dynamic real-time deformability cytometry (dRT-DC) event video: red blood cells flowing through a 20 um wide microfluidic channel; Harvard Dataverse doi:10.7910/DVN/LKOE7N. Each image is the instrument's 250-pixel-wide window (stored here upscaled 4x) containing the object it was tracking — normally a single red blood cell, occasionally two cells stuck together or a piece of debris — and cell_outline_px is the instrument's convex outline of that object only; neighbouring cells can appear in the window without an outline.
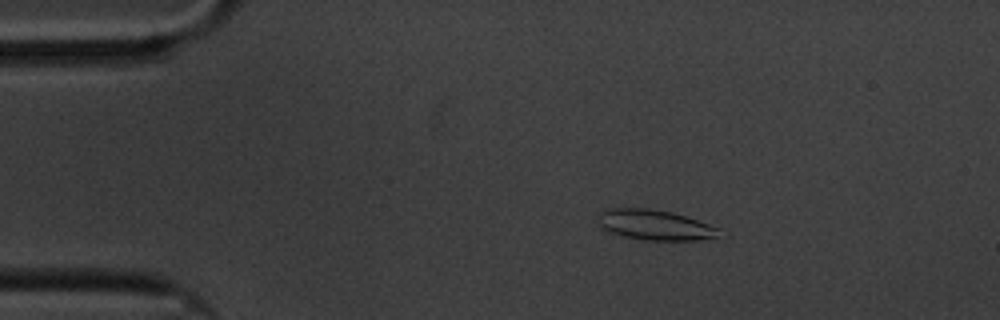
{"species": "common noctule bat (a hibernating species)", "species_latin": "Nyctalus noctula", "temperature_condition": "cold", "stored_images_in_passage": 58, "camera_frame_rate_fps": 3000, "um_per_image_px": 0.085, "animal": {"sex": "male", "body_mass_g": 20.1, "forearm_length_mm": 53.5}, "frame": {"image": 1, "passage_image": 9, "time_ms": 2.667, "image_size_px": [1000, 320], "cell_outline_px": [[720, 232], [716, 236], [696, 240], [648, 240], [624, 236], [608, 232], [600, 228], [596, 216], [604, 208], [648, 208], [672, 212], [720, 228]], "centroid_in_image_um": [55.56, 19.1], "position_along_channel_um": 29.4, "area_um2": 21.33}}
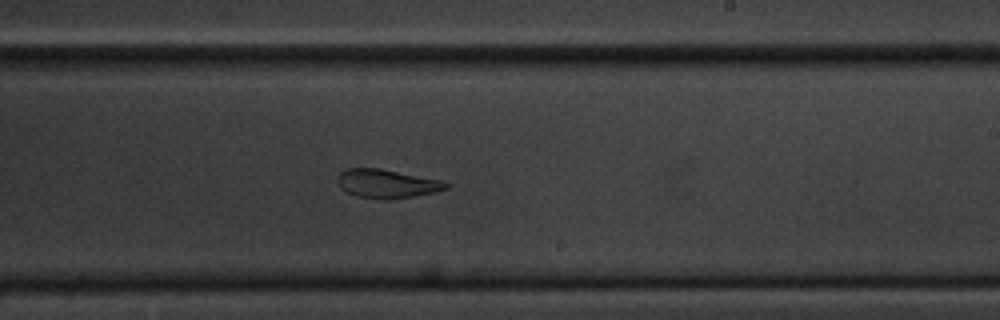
{"frame": {"image": 2, "passage_image": 34, "time_ms": 11.0, "image_size_px": [1000, 320], "cell_outline_px": [[448, 188], [436, 192], [392, 200], [380, 200], [356, 196], [340, 188], [336, 180], [336, 176], [344, 168], [380, 168], [440, 180], [448, 184]], "centroid_in_image_um": [32.82, 15.62], "position_along_channel_um": 256.2, "area_um2": 18.38}}
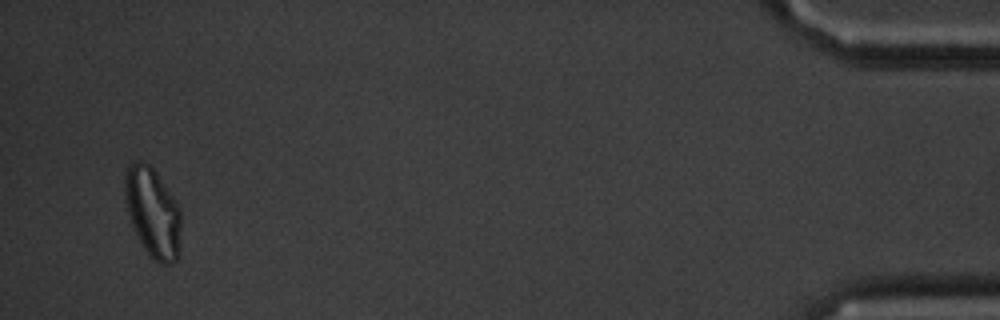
{"frame": {"image": 3, "passage_image": 56, "time_ms": 18.333, "image_size_px": [1000, 320], "cell_outline_px": [[180, 256], [172, 264], [160, 264], [152, 260], [148, 256], [128, 216], [124, 200], [124, 176], [128, 164], [132, 160], [140, 160], [148, 164], [156, 172], [180, 208]], "centroid_in_image_um": [12.97, 18.07], "position_along_channel_um": 422.2, "area_um2": 29.77}, "authors_computed_cell_mechanics": {"area_um2": 20.7213, "velocity_mm_per_s": 3.3509, "shape_relaxation_time_tau1_ms": 7.7673, "shape_relaxation_time_tau2_ms": 3.0246, "deformation_change_tau1": 0.1893, "deformation_change_tau2": 0.101}}